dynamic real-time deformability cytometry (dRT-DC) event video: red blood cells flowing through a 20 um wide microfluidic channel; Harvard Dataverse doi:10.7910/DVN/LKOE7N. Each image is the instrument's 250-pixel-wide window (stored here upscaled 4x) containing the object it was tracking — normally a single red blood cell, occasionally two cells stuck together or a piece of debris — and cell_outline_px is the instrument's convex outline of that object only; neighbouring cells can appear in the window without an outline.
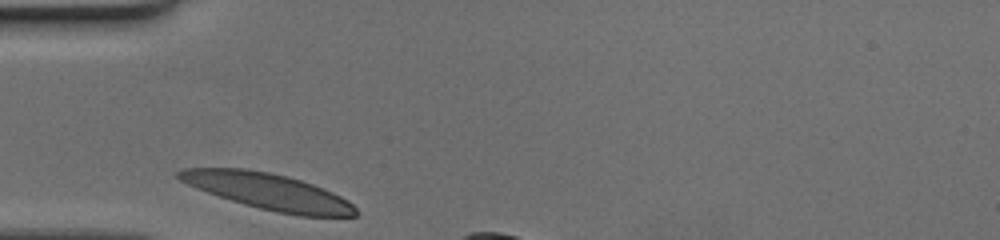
{"species": "human", "species_latin": "Homo sapiens", "temperature_condition": "cold", "stored_images_in_passage": 5, "camera_frame_rate_fps": 3000, "um_per_image_px": 0.085, "donor": {"sex": "female"}, "frame": {"image": 1, "passage_image": 1, "time_ms": 0.0, "image_size_px": [1000, 240], "cell_outline_px": [[360, 212], [356, 216], [296, 216], [276, 212], [244, 204], [196, 188], [180, 180], [176, 176], [176, 172], [184, 168], [244, 168], [268, 172], [288, 176], [312, 184], [332, 192], [348, 200]], "centroid_in_image_um": [22.82, 16.28], "position_along_channel_um": 62.2, "area_um2": 37.05}}
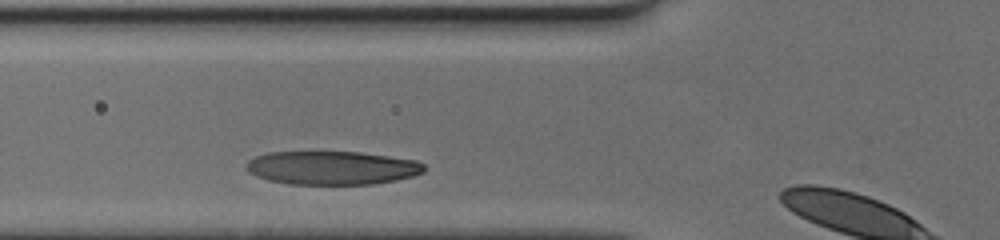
{"frame": {"image": 2, "passage_image": 4, "time_ms": 1.0, "image_size_px": [1000, 240], "cell_outline_px": [[424, 172], [412, 176], [396, 180], [372, 184], [288, 184], [268, 180], [256, 176], [248, 172], [244, 164], [248, 160], [256, 156], [268, 152], [360, 152], [416, 160], [424, 164]], "centroid_in_image_um": [28.19, 14.26], "position_along_channel_um": 97.6, "area_um2": 34.85}}